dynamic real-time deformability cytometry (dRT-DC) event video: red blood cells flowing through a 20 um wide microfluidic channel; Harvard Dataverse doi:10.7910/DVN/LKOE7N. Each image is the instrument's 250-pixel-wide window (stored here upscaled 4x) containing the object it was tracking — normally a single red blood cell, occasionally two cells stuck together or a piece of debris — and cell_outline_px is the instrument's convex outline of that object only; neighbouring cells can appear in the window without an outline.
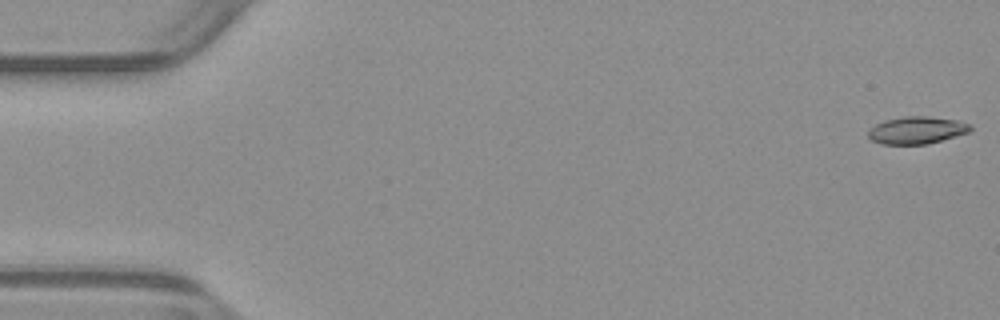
{"species": "common noctule bat (a hibernating species)", "species_latin": "Nyctalus noctula", "temperature_condition": "warm", "stored_images_in_passage": 53, "camera_frame_rate_fps": 3000, "um_per_image_px": 0.085, "animal": {"sex": "male", "body_mass_g": 23.1, "forearm_length_mm": 52.7}, "frame": {"image": 1, "passage_image": 1, "time_ms": 0.0, "image_size_px": [1000, 320], "cell_outline_px": [[972, 132], [928, 144], [880, 144], [872, 140], [868, 136], [868, 128], [884, 120], [904, 116], [928, 116], [956, 120], [972, 124]], "centroid_in_image_um": [77.95, 11.06], "position_along_channel_um": 7.1, "area_um2": 16.53}}
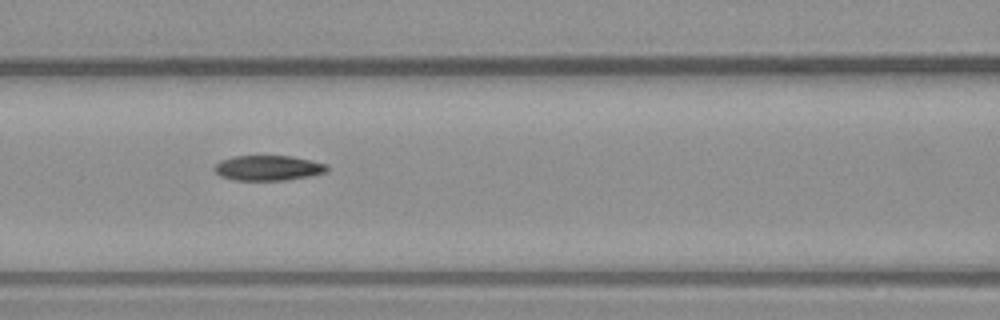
{"frame": {"image": 2, "passage_image": 23, "time_ms": 7.333, "image_size_px": [1000, 320], "cell_outline_px": [[328, 172], [312, 176], [284, 180], [232, 180], [220, 176], [212, 168], [220, 160], [232, 156], [292, 156], [312, 160], [328, 164]], "centroid_in_image_um": [22.81, 14.27], "position_along_channel_um": 143.8, "area_um2": 16.76}}
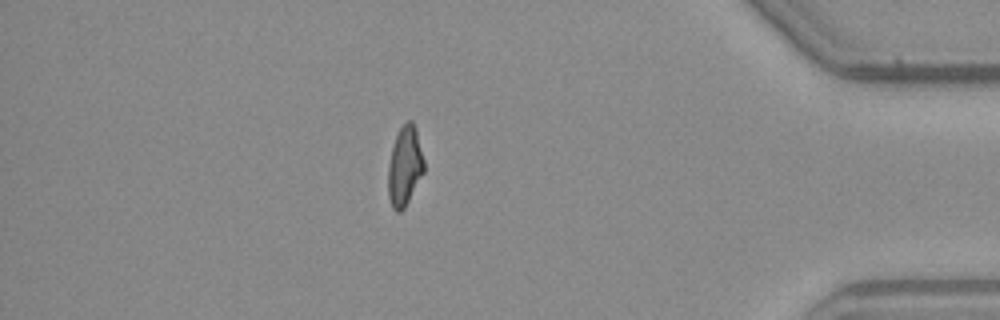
{"frame": {"image": 3, "passage_image": 46, "time_ms": 15.0, "image_size_px": [1000, 320], "cell_outline_px": [[424, 172], [404, 208], [400, 212], [396, 212], [392, 208], [388, 196], [388, 168], [392, 148], [396, 136], [400, 128], [408, 120], [412, 120], [416, 128], [424, 160]], "centroid_in_image_um": [34.4, 14.13], "position_along_channel_um": 400.8, "area_um2": 16.53}, "authors_computed_cell_mechanics": {"area_um2": 16.762, "velocity_mm_per_s": 3.9245, "shape_relaxation_time_tau1_ms": 7.9921, "shape_relaxation_time_tau2_ms": 4.1524, "deformation_change_tau1": 0.2527, "deformation_change_tau2": 0.1135}}